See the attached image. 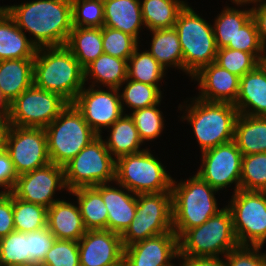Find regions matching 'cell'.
Returning <instances> with one entry per match:
<instances>
[{
	"mask_svg": "<svg viewBox=\"0 0 266 266\" xmlns=\"http://www.w3.org/2000/svg\"><path fill=\"white\" fill-rule=\"evenodd\" d=\"M3 8L32 35L29 39L37 48L65 46L73 29L71 0H33Z\"/></svg>",
	"mask_w": 266,
	"mask_h": 266,
	"instance_id": "cell-1",
	"label": "cell"
},
{
	"mask_svg": "<svg viewBox=\"0 0 266 266\" xmlns=\"http://www.w3.org/2000/svg\"><path fill=\"white\" fill-rule=\"evenodd\" d=\"M33 84L73 103L85 86L84 68L65 46L37 48Z\"/></svg>",
	"mask_w": 266,
	"mask_h": 266,
	"instance_id": "cell-2",
	"label": "cell"
},
{
	"mask_svg": "<svg viewBox=\"0 0 266 266\" xmlns=\"http://www.w3.org/2000/svg\"><path fill=\"white\" fill-rule=\"evenodd\" d=\"M191 99V103L187 104L186 101V104H180L178 109L186 111L181 119L187 120L192 127L201 153L234 140L235 124L239 116L234 104L209 102L196 96Z\"/></svg>",
	"mask_w": 266,
	"mask_h": 266,
	"instance_id": "cell-3",
	"label": "cell"
},
{
	"mask_svg": "<svg viewBox=\"0 0 266 266\" xmlns=\"http://www.w3.org/2000/svg\"><path fill=\"white\" fill-rule=\"evenodd\" d=\"M218 190L203 181L197 174L177 183L172 179L173 231L178 238L188 229L202 225L222 210L215 198Z\"/></svg>",
	"mask_w": 266,
	"mask_h": 266,
	"instance_id": "cell-4",
	"label": "cell"
},
{
	"mask_svg": "<svg viewBox=\"0 0 266 266\" xmlns=\"http://www.w3.org/2000/svg\"><path fill=\"white\" fill-rule=\"evenodd\" d=\"M44 130L50 162L62 167L99 136L73 103H69Z\"/></svg>",
	"mask_w": 266,
	"mask_h": 266,
	"instance_id": "cell-5",
	"label": "cell"
},
{
	"mask_svg": "<svg viewBox=\"0 0 266 266\" xmlns=\"http://www.w3.org/2000/svg\"><path fill=\"white\" fill-rule=\"evenodd\" d=\"M174 28L183 51V72L195 75L215 62L217 46L213 25L199 16L188 4L179 12Z\"/></svg>",
	"mask_w": 266,
	"mask_h": 266,
	"instance_id": "cell-6",
	"label": "cell"
},
{
	"mask_svg": "<svg viewBox=\"0 0 266 266\" xmlns=\"http://www.w3.org/2000/svg\"><path fill=\"white\" fill-rule=\"evenodd\" d=\"M178 245L179 256L186 257H221L237 248L229 209L225 206L202 225L186 230L178 238Z\"/></svg>",
	"mask_w": 266,
	"mask_h": 266,
	"instance_id": "cell-7",
	"label": "cell"
},
{
	"mask_svg": "<svg viewBox=\"0 0 266 266\" xmlns=\"http://www.w3.org/2000/svg\"><path fill=\"white\" fill-rule=\"evenodd\" d=\"M150 151L146 148L141 152L118 158L115 184L124 186L134 194L171 191L173 178Z\"/></svg>",
	"mask_w": 266,
	"mask_h": 266,
	"instance_id": "cell-8",
	"label": "cell"
},
{
	"mask_svg": "<svg viewBox=\"0 0 266 266\" xmlns=\"http://www.w3.org/2000/svg\"><path fill=\"white\" fill-rule=\"evenodd\" d=\"M102 136L85 146L64 166L68 192L81 187L115 182L116 160L108 151Z\"/></svg>",
	"mask_w": 266,
	"mask_h": 266,
	"instance_id": "cell-9",
	"label": "cell"
},
{
	"mask_svg": "<svg viewBox=\"0 0 266 266\" xmlns=\"http://www.w3.org/2000/svg\"><path fill=\"white\" fill-rule=\"evenodd\" d=\"M173 231L172 193L137 194L136 215L121 235L123 247Z\"/></svg>",
	"mask_w": 266,
	"mask_h": 266,
	"instance_id": "cell-10",
	"label": "cell"
},
{
	"mask_svg": "<svg viewBox=\"0 0 266 266\" xmlns=\"http://www.w3.org/2000/svg\"><path fill=\"white\" fill-rule=\"evenodd\" d=\"M226 205L229 209L236 239L241 246L266 243V192L240 189Z\"/></svg>",
	"mask_w": 266,
	"mask_h": 266,
	"instance_id": "cell-11",
	"label": "cell"
},
{
	"mask_svg": "<svg viewBox=\"0 0 266 266\" xmlns=\"http://www.w3.org/2000/svg\"><path fill=\"white\" fill-rule=\"evenodd\" d=\"M69 103L60 95L34 84L10 103V125L46 128Z\"/></svg>",
	"mask_w": 266,
	"mask_h": 266,
	"instance_id": "cell-12",
	"label": "cell"
},
{
	"mask_svg": "<svg viewBox=\"0 0 266 266\" xmlns=\"http://www.w3.org/2000/svg\"><path fill=\"white\" fill-rule=\"evenodd\" d=\"M5 151L12 160L17 176L50 163L44 128L10 125L6 137Z\"/></svg>",
	"mask_w": 266,
	"mask_h": 266,
	"instance_id": "cell-13",
	"label": "cell"
},
{
	"mask_svg": "<svg viewBox=\"0 0 266 266\" xmlns=\"http://www.w3.org/2000/svg\"><path fill=\"white\" fill-rule=\"evenodd\" d=\"M242 156L234 141L218 145L202 152L196 174L218 191L235 184V193L240 190Z\"/></svg>",
	"mask_w": 266,
	"mask_h": 266,
	"instance_id": "cell-14",
	"label": "cell"
},
{
	"mask_svg": "<svg viewBox=\"0 0 266 266\" xmlns=\"http://www.w3.org/2000/svg\"><path fill=\"white\" fill-rule=\"evenodd\" d=\"M66 190L64 167L49 163L46 166L19 175L11 193L23 201L49 208L59 201L55 192Z\"/></svg>",
	"mask_w": 266,
	"mask_h": 266,
	"instance_id": "cell-15",
	"label": "cell"
},
{
	"mask_svg": "<svg viewBox=\"0 0 266 266\" xmlns=\"http://www.w3.org/2000/svg\"><path fill=\"white\" fill-rule=\"evenodd\" d=\"M100 87L84 86L73 102L84 120L99 136L104 133V128L109 129L125 113L119 89L109 88L105 91Z\"/></svg>",
	"mask_w": 266,
	"mask_h": 266,
	"instance_id": "cell-16",
	"label": "cell"
},
{
	"mask_svg": "<svg viewBox=\"0 0 266 266\" xmlns=\"http://www.w3.org/2000/svg\"><path fill=\"white\" fill-rule=\"evenodd\" d=\"M80 266H123L121 235L110 230H88L78 241Z\"/></svg>",
	"mask_w": 266,
	"mask_h": 266,
	"instance_id": "cell-17",
	"label": "cell"
},
{
	"mask_svg": "<svg viewBox=\"0 0 266 266\" xmlns=\"http://www.w3.org/2000/svg\"><path fill=\"white\" fill-rule=\"evenodd\" d=\"M179 258L178 236L170 231L124 248L123 266H175Z\"/></svg>",
	"mask_w": 266,
	"mask_h": 266,
	"instance_id": "cell-18",
	"label": "cell"
},
{
	"mask_svg": "<svg viewBox=\"0 0 266 266\" xmlns=\"http://www.w3.org/2000/svg\"><path fill=\"white\" fill-rule=\"evenodd\" d=\"M191 79L198 81L200 91L197 98L209 102H236L240 77L215 62L201 68Z\"/></svg>",
	"mask_w": 266,
	"mask_h": 266,
	"instance_id": "cell-19",
	"label": "cell"
},
{
	"mask_svg": "<svg viewBox=\"0 0 266 266\" xmlns=\"http://www.w3.org/2000/svg\"><path fill=\"white\" fill-rule=\"evenodd\" d=\"M99 184L94 188L101 194L108 211L107 230L122 235L136 215L137 194L124 186Z\"/></svg>",
	"mask_w": 266,
	"mask_h": 266,
	"instance_id": "cell-20",
	"label": "cell"
},
{
	"mask_svg": "<svg viewBox=\"0 0 266 266\" xmlns=\"http://www.w3.org/2000/svg\"><path fill=\"white\" fill-rule=\"evenodd\" d=\"M239 114L266 117V63L240 78L239 93L234 103Z\"/></svg>",
	"mask_w": 266,
	"mask_h": 266,
	"instance_id": "cell-21",
	"label": "cell"
},
{
	"mask_svg": "<svg viewBox=\"0 0 266 266\" xmlns=\"http://www.w3.org/2000/svg\"><path fill=\"white\" fill-rule=\"evenodd\" d=\"M47 228L56 239L77 242L87 231L79 205L62 199L47 209Z\"/></svg>",
	"mask_w": 266,
	"mask_h": 266,
	"instance_id": "cell-22",
	"label": "cell"
},
{
	"mask_svg": "<svg viewBox=\"0 0 266 266\" xmlns=\"http://www.w3.org/2000/svg\"><path fill=\"white\" fill-rule=\"evenodd\" d=\"M103 5L104 26L129 34L139 42L140 30L145 27L140 0H103Z\"/></svg>",
	"mask_w": 266,
	"mask_h": 266,
	"instance_id": "cell-23",
	"label": "cell"
},
{
	"mask_svg": "<svg viewBox=\"0 0 266 266\" xmlns=\"http://www.w3.org/2000/svg\"><path fill=\"white\" fill-rule=\"evenodd\" d=\"M36 51L37 47L2 8L0 10V61L35 58Z\"/></svg>",
	"mask_w": 266,
	"mask_h": 266,
	"instance_id": "cell-24",
	"label": "cell"
},
{
	"mask_svg": "<svg viewBox=\"0 0 266 266\" xmlns=\"http://www.w3.org/2000/svg\"><path fill=\"white\" fill-rule=\"evenodd\" d=\"M34 58L0 61V85L3 96L11 103L33 85Z\"/></svg>",
	"mask_w": 266,
	"mask_h": 266,
	"instance_id": "cell-25",
	"label": "cell"
},
{
	"mask_svg": "<svg viewBox=\"0 0 266 266\" xmlns=\"http://www.w3.org/2000/svg\"><path fill=\"white\" fill-rule=\"evenodd\" d=\"M92 83L89 86L116 88L121 91L122 83L127 79V60L103 53L84 68V81ZM97 83V85H96Z\"/></svg>",
	"mask_w": 266,
	"mask_h": 266,
	"instance_id": "cell-26",
	"label": "cell"
},
{
	"mask_svg": "<svg viewBox=\"0 0 266 266\" xmlns=\"http://www.w3.org/2000/svg\"><path fill=\"white\" fill-rule=\"evenodd\" d=\"M233 141L242 155L266 153V117L239 114Z\"/></svg>",
	"mask_w": 266,
	"mask_h": 266,
	"instance_id": "cell-27",
	"label": "cell"
},
{
	"mask_svg": "<svg viewBox=\"0 0 266 266\" xmlns=\"http://www.w3.org/2000/svg\"><path fill=\"white\" fill-rule=\"evenodd\" d=\"M109 128L110 135L104 139V142L115 160L145 150L140 148L143 142L130 114H123Z\"/></svg>",
	"mask_w": 266,
	"mask_h": 266,
	"instance_id": "cell-28",
	"label": "cell"
},
{
	"mask_svg": "<svg viewBox=\"0 0 266 266\" xmlns=\"http://www.w3.org/2000/svg\"><path fill=\"white\" fill-rule=\"evenodd\" d=\"M65 47L85 68L104 53L102 46V28L73 27Z\"/></svg>",
	"mask_w": 266,
	"mask_h": 266,
	"instance_id": "cell-29",
	"label": "cell"
},
{
	"mask_svg": "<svg viewBox=\"0 0 266 266\" xmlns=\"http://www.w3.org/2000/svg\"><path fill=\"white\" fill-rule=\"evenodd\" d=\"M151 47L147 50L166 70L174 67L183 71V51L174 27L152 30Z\"/></svg>",
	"mask_w": 266,
	"mask_h": 266,
	"instance_id": "cell-30",
	"label": "cell"
},
{
	"mask_svg": "<svg viewBox=\"0 0 266 266\" xmlns=\"http://www.w3.org/2000/svg\"><path fill=\"white\" fill-rule=\"evenodd\" d=\"M70 193L77 197L86 230H107L108 211L101 194L94 187H81Z\"/></svg>",
	"mask_w": 266,
	"mask_h": 266,
	"instance_id": "cell-31",
	"label": "cell"
},
{
	"mask_svg": "<svg viewBox=\"0 0 266 266\" xmlns=\"http://www.w3.org/2000/svg\"><path fill=\"white\" fill-rule=\"evenodd\" d=\"M140 2L145 27L150 31L174 27L179 12L187 4L182 0H142Z\"/></svg>",
	"mask_w": 266,
	"mask_h": 266,
	"instance_id": "cell-32",
	"label": "cell"
},
{
	"mask_svg": "<svg viewBox=\"0 0 266 266\" xmlns=\"http://www.w3.org/2000/svg\"><path fill=\"white\" fill-rule=\"evenodd\" d=\"M252 18L251 8L236 9L225 7L213 23L214 37L217 49L234 45V38L238 30Z\"/></svg>",
	"mask_w": 266,
	"mask_h": 266,
	"instance_id": "cell-33",
	"label": "cell"
},
{
	"mask_svg": "<svg viewBox=\"0 0 266 266\" xmlns=\"http://www.w3.org/2000/svg\"><path fill=\"white\" fill-rule=\"evenodd\" d=\"M166 69L147 51L137 47L127 61V78L144 84L159 86Z\"/></svg>",
	"mask_w": 266,
	"mask_h": 266,
	"instance_id": "cell-34",
	"label": "cell"
},
{
	"mask_svg": "<svg viewBox=\"0 0 266 266\" xmlns=\"http://www.w3.org/2000/svg\"><path fill=\"white\" fill-rule=\"evenodd\" d=\"M124 84L126 86L123 91H119L123 111L125 106L133 112L161 102L162 91L159 86L144 84L128 78L122 83V86Z\"/></svg>",
	"mask_w": 266,
	"mask_h": 266,
	"instance_id": "cell-35",
	"label": "cell"
},
{
	"mask_svg": "<svg viewBox=\"0 0 266 266\" xmlns=\"http://www.w3.org/2000/svg\"><path fill=\"white\" fill-rule=\"evenodd\" d=\"M13 221L15 230L23 233L47 227V208L29 203L13 195Z\"/></svg>",
	"mask_w": 266,
	"mask_h": 266,
	"instance_id": "cell-36",
	"label": "cell"
},
{
	"mask_svg": "<svg viewBox=\"0 0 266 266\" xmlns=\"http://www.w3.org/2000/svg\"><path fill=\"white\" fill-rule=\"evenodd\" d=\"M29 266V233L14 230L0 239V266Z\"/></svg>",
	"mask_w": 266,
	"mask_h": 266,
	"instance_id": "cell-37",
	"label": "cell"
},
{
	"mask_svg": "<svg viewBox=\"0 0 266 266\" xmlns=\"http://www.w3.org/2000/svg\"><path fill=\"white\" fill-rule=\"evenodd\" d=\"M240 189L266 192V153L242 156Z\"/></svg>",
	"mask_w": 266,
	"mask_h": 266,
	"instance_id": "cell-38",
	"label": "cell"
},
{
	"mask_svg": "<svg viewBox=\"0 0 266 266\" xmlns=\"http://www.w3.org/2000/svg\"><path fill=\"white\" fill-rule=\"evenodd\" d=\"M159 105L160 103L130 113L143 143L157 139L163 132L165 123Z\"/></svg>",
	"mask_w": 266,
	"mask_h": 266,
	"instance_id": "cell-39",
	"label": "cell"
},
{
	"mask_svg": "<svg viewBox=\"0 0 266 266\" xmlns=\"http://www.w3.org/2000/svg\"><path fill=\"white\" fill-rule=\"evenodd\" d=\"M215 63L241 78L262 62L252 53L223 47L217 49Z\"/></svg>",
	"mask_w": 266,
	"mask_h": 266,
	"instance_id": "cell-40",
	"label": "cell"
},
{
	"mask_svg": "<svg viewBox=\"0 0 266 266\" xmlns=\"http://www.w3.org/2000/svg\"><path fill=\"white\" fill-rule=\"evenodd\" d=\"M71 4L73 27L104 26L103 0H71Z\"/></svg>",
	"mask_w": 266,
	"mask_h": 266,
	"instance_id": "cell-41",
	"label": "cell"
},
{
	"mask_svg": "<svg viewBox=\"0 0 266 266\" xmlns=\"http://www.w3.org/2000/svg\"><path fill=\"white\" fill-rule=\"evenodd\" d=\"M140 44L133 36L110 27H102L103 51L113 57L128 61Z\"/></svg>",
	"mask_w": 266,
	"mask_h": 266,
	"instance_id": "cell-42",
	"label": "cell"
},
{
	"mask_svg": "<svg viewBox=\"0 0 266 266\" xmlns=\"http://www.w3.org/2000/svg\"><path fill=\"white\" fill-rule=\"evenodd\" d=\"M226 48L252 53L261 62L266 60V47L260 40L257 26L253 18L238 30L234 38V45H227Z\"/></svg>",
	"mask_w": 266,
	"mask_h": 266,
	"instance_id": "cell-43",
	"label": "cell"
},
{
	"mask_svg": "<svg viewBox=\"0 0 266 266\" xmlns=\"http://www.w3.org/2000/svg\"><path fill=\"white\" fill-rule=\"evenodd\" d=\"M40 266H80L78 242L55 239Z\"/></svg>",
	"mask_w": 266,
	"mask_h": 266,
	"instance_id": "cell-44",
	"label": "cell"
},
{
	"mask_svg": "<svg viewBox=\"0 0 266 266\" xmlns=\"http://www.w3.org/2000/svg\"><path fill=\"white\" fill-rule=\"evenodd\" d=\"M55 239L47 227L29 233V266H40L43 263Z\"/></svg>",
	"mask_w": 266,
	"mask_h": 266,
	"instance_id": "cell-45",
	"label": "cell"
},
{
	"mask_svg": "<svg viewBox=\"0 0 266 266\" xmlns=\"http://www.w3.org/2000/svg\"><path fill=\"white\" fill-rule=\"evenodd\" d=\"M260 246H241L229 251L224 258L228 266H266V252Z\"/></svg>",
	"mask_w": 266,
	"mask_h": 266,
	"instance_id": "cell-46",
	"label": "cell"
},
{
	"mask_svg": "<svg viewBox=\"0 0 266 266\" xmlns=\"http://www.w3.org/2000/svg\"><path fill=\"white\" fill-rule=\"evenodd\" d=\"M14 230L13 194L0 193V239Z\"/></svg>",
	"mask_w": 266,
	"mask_h": 266,
	"instance_id": "cell-47",
	"label": "cell"
},
{
	"mask_svg": "<svg viewBox=\"0 0 266 266\" xmlns=\"http://www.w3.org/2000/svg\"><path fill=\"white\" fill-rule=\"evenodd\" d=\"M17 177L9 154L5 150L0 151V187L4 189L0 193H10Z\"/></svg>",
	"mask_w": 266,
	"mask_h": 266,
	"instance_id": "cell-48",
	"label": "cell"
},
{
	"mask_svg": "<svg viewBox=\"0 0 266 266\" xmlns=\"http://www.w3.org/2000/svg\"><path fill=\"white\" fill-rule=\"evenodd\" d=\"M251 10L252 18L255 20L260 40L266 47V1L253 3Z\"/></svg>",
	"mask_w": 266,
	"mask_h": 266,
	"instance_id": "cell-49",
	"label": "cell"
},
{
	"mask_svg": "<svg viewBox=\"0 0 266 266\" xmlns=\"http://www.w3.org/2000/svg\"><path fill=\"white\" fill-rule=\"evenodd\" d=\"M182 266H228L226 259L220 257H186L179 256ZM224 260V261H223Z\"/></svg>",
	"mask_w": 266,
	"mask_h": 266,
	"instance_id": "cell-50",
	"label": "cell"
},
{
	"mask_svg": "<svg viewBox=\"0 0 266 266\" xmlns=\"http://www.w3.org/2000/svg\"><path fill=\"white\" fill-rule=\"evenodd\" d=\"M10 127V121L7 115L0 114V151L5 150L6 137Z\"/></svg>",
	"mask_w": 266,
	"mask_h": 266,
	"instance_id": "cell-51",
	"label": "cell"
},
{
	"mask_svg": "<svg viewBox=\"0 0 266 266\" xmlns=\"http://www.w3.org/2000/svg\"><path fill=\"white\" fill-rule=\"evenodd\" d=\"M9 109H10V103L3 96L0 85V114L8 115Z\"/></svg>",
	"mask_w": 266,
	"mask_h": 266,
	"instance_id": "cell-52",
	"label": "cell"
},
{
	"mask_svg": "<svg viewBox=\"0 0 266 266\" xmlns=\"http://www.w3.org/2000/svg\"><path fill=\"white\" fill-rule=\"evenodd\" d=\"M266 0H231L232 3L236 4L237 6H246L247 4H253L256 2H261Z\"/></svg>",
	"mask_w": 266,
	"mask_h": 266,
	"instance_id": "cell-53",
	"label": "cell"
}]
</instances>
